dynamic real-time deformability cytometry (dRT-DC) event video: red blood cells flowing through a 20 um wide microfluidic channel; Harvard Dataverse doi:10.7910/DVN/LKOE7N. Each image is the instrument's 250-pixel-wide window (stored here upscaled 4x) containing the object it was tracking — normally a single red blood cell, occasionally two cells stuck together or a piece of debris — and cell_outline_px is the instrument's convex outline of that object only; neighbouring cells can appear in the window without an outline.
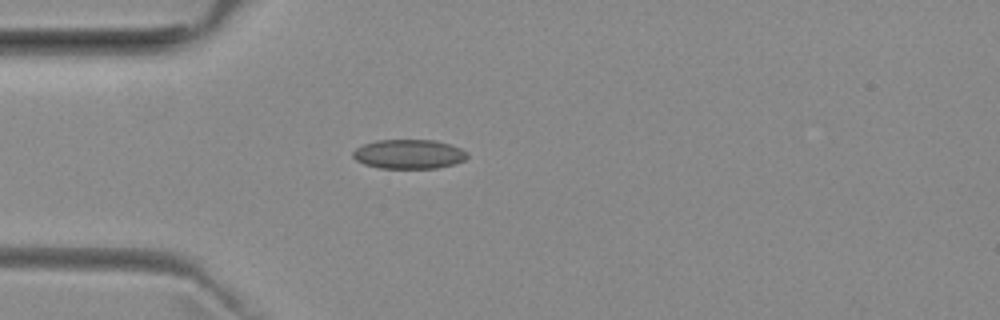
{"species": "common noctule bat (a hibernating species)", "species_latin": "Nyctalus noctula", "temperature_condition": "room temperature", "stored_images_in_passage": 40, "camera_frame_rate_fps": 3000, "um_per_image_px": 0.085, "animal": {"sex": "female", "body_mass_g": 29.2, "forearm_length_mm": 56.3}, "frame": {"image": 1, "passage_image": 3, "time_ms": 0.667, "image_size_px": [1000, 320], "cell_outline_px": [[468, 156], [464, 160], [452, 164], [436, 168], [380, 168], [364, 164], [356, 160], [352, 156], [352, 152], [356, 148], [364, 144], [376, 140], [436, 140], [460, 148], [468, 152]], "centroid_in_image_um": [34.73, 13.09], "position_along_channel_um": 50.3, "area_um2": 19.48}}
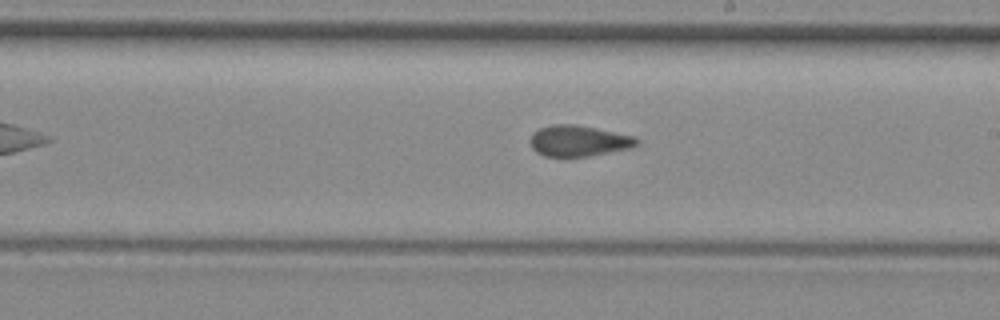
{"frame": {"image": 2, "passage_image": 18, "time_ms": 5.667, "image_size_px": [1000, 320], "cell_outline_px": [[640, 144], [632, 148], [588, 156], [544, 156], [536, 152], [532, 148], [532, 132], [540, 128], [552, 124], [572, 124], [636, 136], [640, 140]], "centroid_in_image_um": [49.23, 11.97], "position_along_channel_um": 239.8, "area_um2": 19.13}}
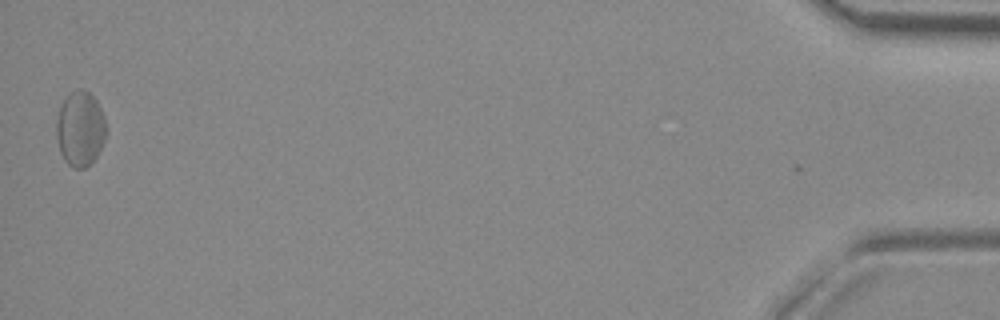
{"frame": {"image": 3, "passage_image": 40, "time_ms": 13.0, "image_size_px": [1000, 320], "cell_outline_px": [[108, 132], [96, 156], [84, 168], [76, 168], [68, 164], [64, 160], [60, 152], [56, 136], [56, 120], [60, 108], [64, 100], [72, 92], [80, 88], [88, 92], [96, 100], [104, 116]], "centroid_in_image_um": [6.82, 10.95], "position_along_channel_um": 428.4, "area_um2": 21.56}, "authors_computed_cell_mechanics": {"area_um2": 19.4786, "velocity_mm_per_s": 3.9836, "shape_relaxation_time_tau1_ms": null, "shape_relaxation_time_tau2_ms": 2.2308, "deformation_change_tau1": null, "deformation_change_tau2": 0.088}}